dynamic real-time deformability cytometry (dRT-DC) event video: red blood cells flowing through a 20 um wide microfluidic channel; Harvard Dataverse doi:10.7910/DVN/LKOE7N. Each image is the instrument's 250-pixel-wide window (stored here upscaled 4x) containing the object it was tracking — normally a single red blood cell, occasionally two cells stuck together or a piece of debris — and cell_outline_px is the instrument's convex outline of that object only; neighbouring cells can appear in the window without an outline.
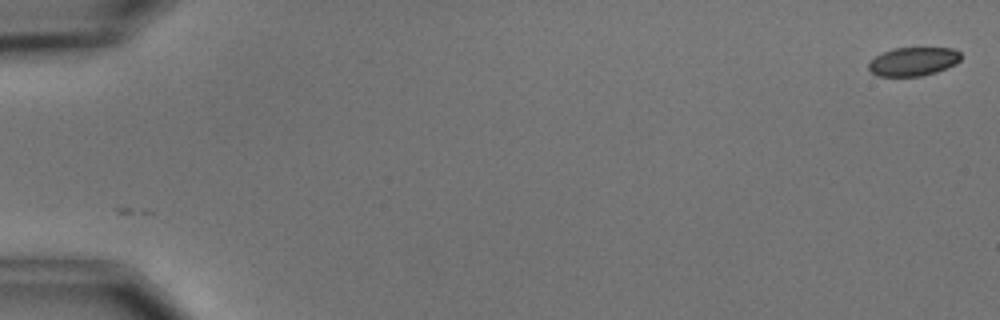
{"species": "common noctule bat (a hibernating species)", "species_latin": "Nyctalus noctula", "temperature_condition": "cold", "stored_images_in_passage": 6, "camera_frame_rate_fps": 3000, "um_per_image_px": 0.085, "animal": {"sex": "male", "body_mass_g": 15.6}, "frame": {"image": 1, "passage_image": 1, "time_ms": 0.0, "image_size_px": [1000, 320], "cell_outline_px": [[960, 60], [956, 64], [936, 72], [924, 76], [876, 76], [868, 68], [868, 64], [876, 56], [892, 48], [952, 48], [960, 52]], "centroid_in_image_um": [77.63, 5.23], "position_along_channel_um": 7.4, "area_um2": 15.37}}
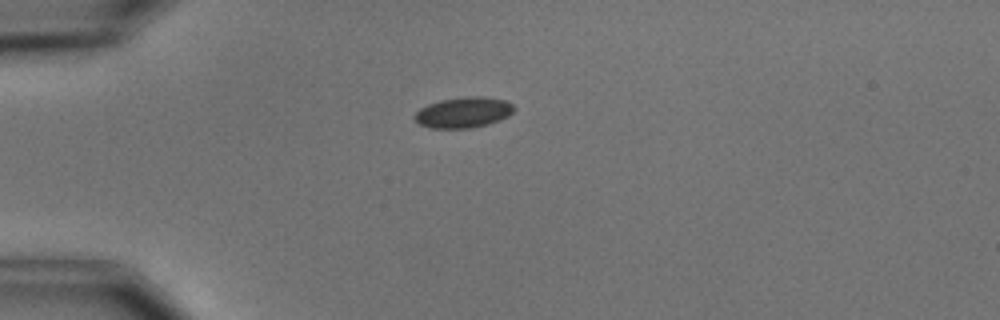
{"frame": {"image": 2, "passage_image": 5, "time_ms": 4.667, "image_size_px": [1000, 320], "cell_outline_px": [[516, 108], [508, 116], [500, 120], [488, 124], [468, 128], [428, 128], [420, 124], [412, 116], [420, 108], [428, 104], [440, 100], [464, 96], [484, 96], [504, 100], [512, 104]], "centroid_in_image_um": [39.38, 9.55], "position_along_channel_um": 45.6, "area_um2": 17.86}}